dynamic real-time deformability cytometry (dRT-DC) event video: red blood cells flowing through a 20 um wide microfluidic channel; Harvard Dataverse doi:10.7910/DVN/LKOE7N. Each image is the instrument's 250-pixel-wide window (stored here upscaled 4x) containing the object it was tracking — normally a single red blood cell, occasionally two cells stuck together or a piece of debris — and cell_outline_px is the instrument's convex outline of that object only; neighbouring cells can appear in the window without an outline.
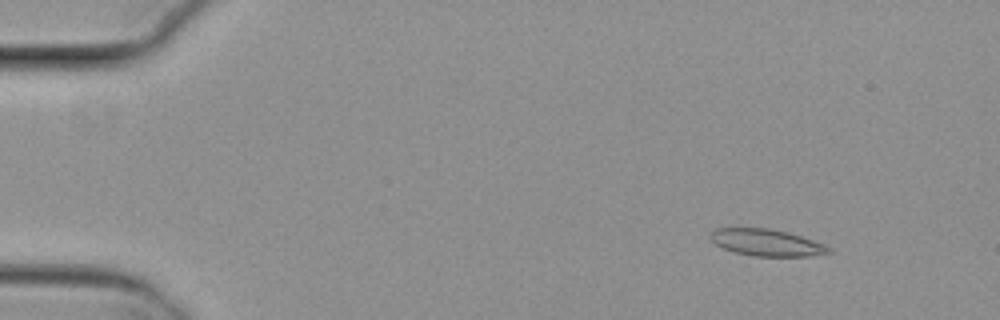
{"species": "common noctule bat (a hibernating species)", "species_latin": "Nyctalus noctula", "temperature_condition": "cold", "stored_images_in_passage": 14, "camera_frame_rate_fps": 3000, "um_per_image_px": 0.085, "animal": {"sex": "female", "body_mass_g": 29.2, "forearm_length_mm": 56.3}, "frame": {"image": 1, "passage_image": 7, "time_ms": 2.0, "image_size_px": [1000, 320], "cell_outline_px": [[836, 252], [812, 256], [752, 256], [736, 252], [724, 248], [716, 244], [708, 236], [716, 228], [768, 228], [788, 232], [824, 244], [832, 248]], "centroid_in_image_um": [65.21, 20.62], "position_along_channel_um": 19.8, "area_um2": 18.5}}